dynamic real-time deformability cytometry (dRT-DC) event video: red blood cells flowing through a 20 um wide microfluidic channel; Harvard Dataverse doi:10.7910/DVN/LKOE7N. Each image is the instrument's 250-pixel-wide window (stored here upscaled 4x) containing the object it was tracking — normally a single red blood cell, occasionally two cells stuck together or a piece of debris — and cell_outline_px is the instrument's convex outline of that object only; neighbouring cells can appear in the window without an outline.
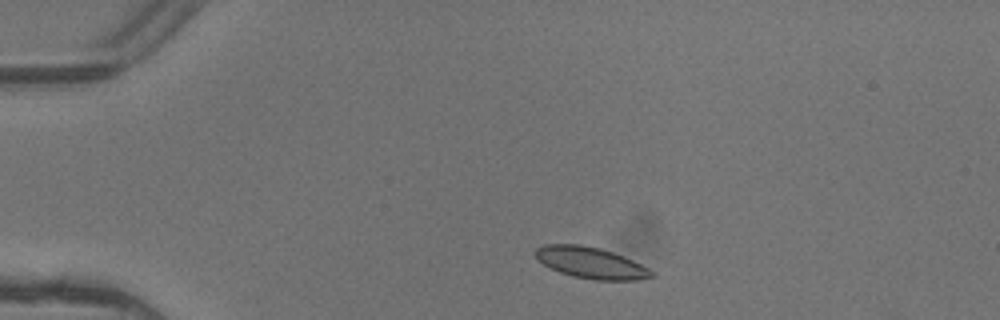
{"species": "common noctule bat (a hibernating species)", "species_latin": "Nyctalus noctula", "temperature_condition": "warm", "stored_images_in_passage": 3, "camera_frame_rate_fps": 3000, "um_per_image_px": 0.085, "animal": {"sex": "female"}, "frame": {"image": 1, "passage_image": 1, "time_ms": 0.0, "image_size_px": [1000, 320], "cell_outline_px": [[652, 276], [640, 280], [596, 280], [576, 276], [560, 272], [544, 264], [532, 252], [536, 248], [544, 244], [580, 244], [600, 248], [624, 256], [648, 268], [652, 272]], "centroid_in_image_um": [50.2, 22.32], "position_along_channel_um": 34.8, "area_um2": 20.92}}
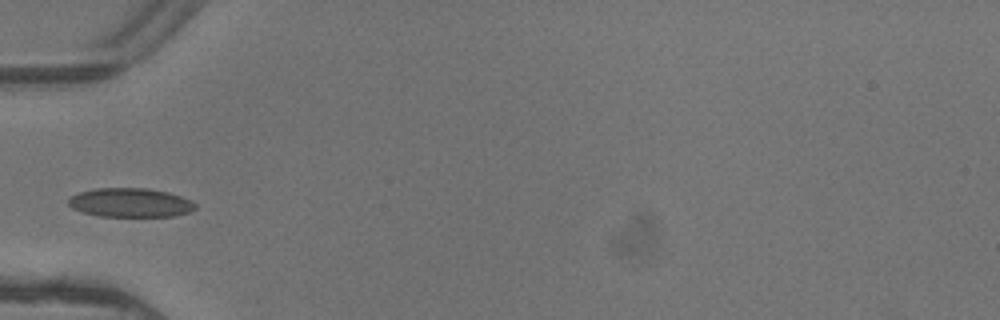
{"frame": {"image": 2, "passage_image": 3, "time_ms": 0.667, "image_size_px": [1000, 320], "cell_outline_px": [[196, 208], [188, 212], [176, 216], [100, 216], [84, 212], [72, 208], [68, 204], [68, 200], [72, 196], [80, 192], [96, 188], [148, 188], [168, 192], [180, 196], [196, 204]], "centroid_in_image_um": [11.08, 17.22], "position_along_channel_um": 73.9, "area_um2": 21.27}}